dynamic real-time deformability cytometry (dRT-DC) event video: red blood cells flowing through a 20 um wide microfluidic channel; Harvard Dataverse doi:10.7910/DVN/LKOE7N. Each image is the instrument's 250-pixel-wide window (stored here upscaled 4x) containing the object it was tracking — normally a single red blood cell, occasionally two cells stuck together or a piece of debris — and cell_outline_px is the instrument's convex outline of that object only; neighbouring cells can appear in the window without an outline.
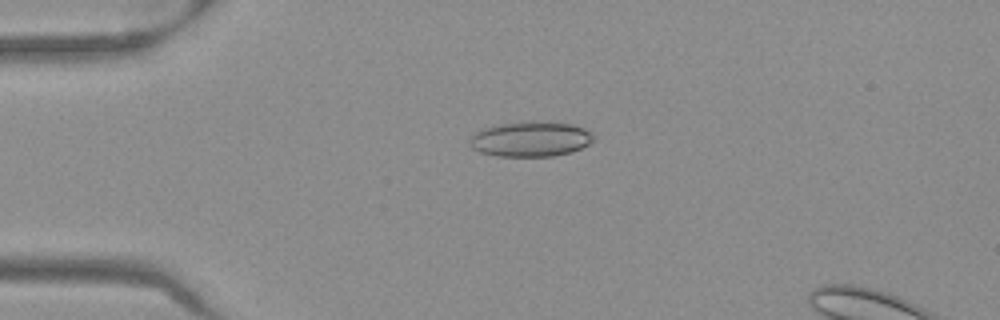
{"species": "Egyptian fruit bat (a non-hibernating species)", "species_latin": "Rousettus aegyptiacus", "temperature_condition": "warm", "stored_images_in_passage": 1, "camera_frame_rate_fps": 3000, "um_per_image_px": 0.085, "frame": {"image": 1, "passage_image": 1, "time_ms": 0.0, "image_size_px": [1000, 320], "cell_outline_px": [[584, 144], [576, 148], [564, 152], [532, 156], [520, 156], [492, 152], [500, 128], [532, 124], [552, 124], [576, 128], [584, 132]], "centroid_in_image_um": [45.7, 11.88], "position_along_channel_um": 39.3, "area_um2": 17.22}}